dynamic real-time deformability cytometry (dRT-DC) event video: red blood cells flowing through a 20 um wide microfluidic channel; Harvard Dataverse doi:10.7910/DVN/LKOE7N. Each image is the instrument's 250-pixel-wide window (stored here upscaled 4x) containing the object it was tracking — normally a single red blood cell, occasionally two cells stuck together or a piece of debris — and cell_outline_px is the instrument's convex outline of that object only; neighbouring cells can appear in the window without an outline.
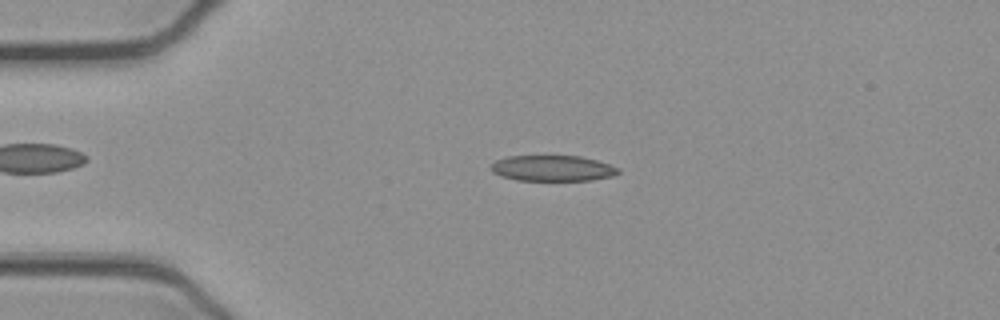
{"species": "common noctule bat (a hibernating species)", "species_latin": "Nyctalus noctula", "temperature_condition": "cold", "stored_images_in_passage": 51, "camera_frame_rate_fps": 3000, "um_per_image_px": 0.085, "animal": {"sex": "female", "body_mass_g": 21.9}, "frame": {"image": 1, "passage_image": 11, "time_ms": 3.333, "image_size_px": [1000, 320], "cell_outline_px": [[620, 172], [612, 176], [592, 180], [516, 180], [500, 176], [492, 172], [488, 168], [496, 160], [508, 156], [580, 156], [596, 160], [620, 168]], "centroid_in_image_um": [46.94, 14.3], "position_along_channel_um": 38.1, "area_um2": 19.13}}
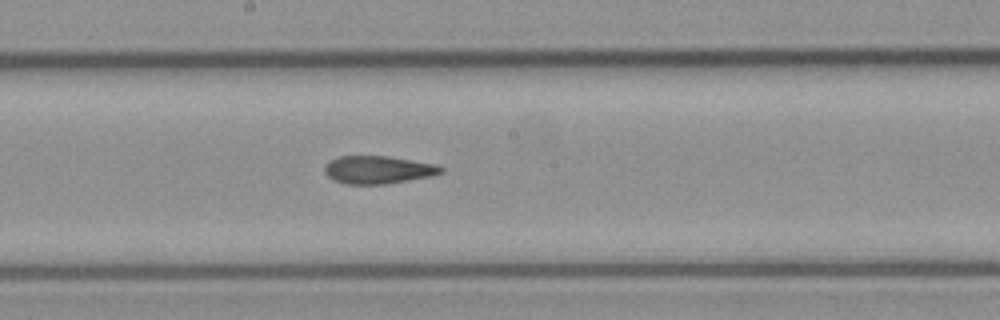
{"frame": {"image": 2, "passage_image": 27, "time_ms": 8.667, "image_size_px": [1000, 320], "cell_outline_px": [[444, 172], [428, 176], [408, 180], [384, 184], [344, 184], [332, 180], [324, 172], [324, 168], [328, 160], [340, 156], [388, 156], [436, 164], [444, 168]], "centroid_in_image_um": [32.09, 14.43], "position_along_channel_um": 216.1, "area_um2": 18.9}}
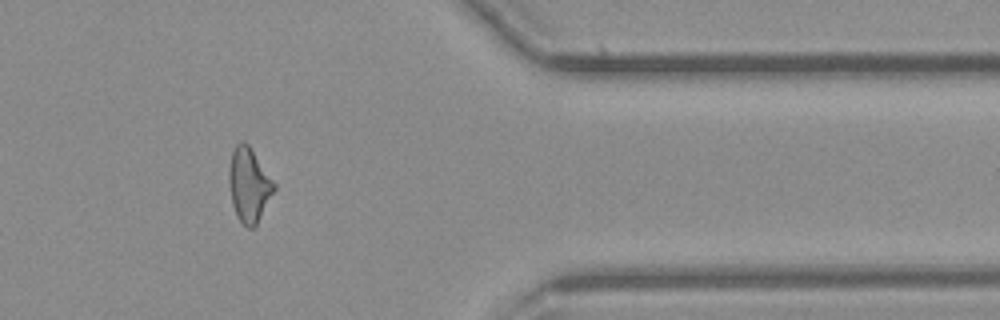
{"frame": {"image": 3, "passage_image": 42, "time_ms": 13.667, "image_size_px": [1000, 320], "cell_outline_px": [[276, 188], [256, 224], [252, 228], [248, 228], [236, 216], [232, 204], [228, 184], [228, 172], [232, 152], [236, 144], [240, 140], [244, 140], [248, 144], [276, 184]], "centroid_in_image_um": [21.14, 15.69], "position_along_channel_um": 390.3, "area_um2": 19.42}, "authors_computed_cell_mechanics": {"area_um2": 19.4208, "velocity_mm_per_s": 3.9149, "shape_relaxation_time_tau1_ms": 6.0967, "shape_relaxation_time_tau2_ms": 3.1083, "deformation_change_tau1": 0.1663, "deformation_change_tau2": 0.126}}